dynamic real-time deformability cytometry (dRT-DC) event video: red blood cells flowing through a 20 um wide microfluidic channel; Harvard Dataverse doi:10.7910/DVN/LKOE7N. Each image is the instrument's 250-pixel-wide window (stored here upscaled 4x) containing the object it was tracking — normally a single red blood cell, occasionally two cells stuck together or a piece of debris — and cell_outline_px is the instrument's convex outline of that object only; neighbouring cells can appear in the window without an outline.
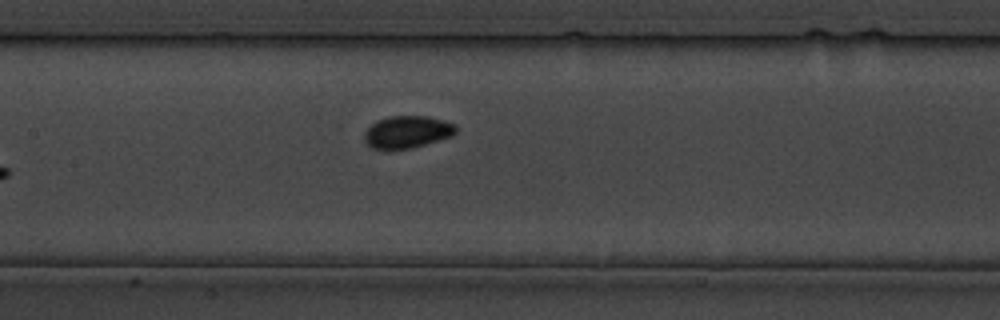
{"species": "common noctule bat (a hibernating species)", "species_latin": "Nyctalus noctula", "temperature_condition": "cold", "stored_images_in_passage": 18, "camera_frame_rate_fps": 3000, "um_per_image_px": 0.085, "animal": {"sex": "male", "body_mass_g": 19.5, "forearm_length_mm": 54.6}, "frame": {"image": 1, "passage_image": 18, "time_ms": 21.0, "image_size_px": [1000, 320], "cell_outline_px": [[456, 132], [452, 136], [412, 148], [372, 148], [364, 140], [364, 132], [372, 124], [388, 116], [428, 116], [444, 120], [456, 124]], "centroid_in_image_um": [34.65, 11.2], "position_along_channel_um": 172.8, "area_um2": 16.99}}